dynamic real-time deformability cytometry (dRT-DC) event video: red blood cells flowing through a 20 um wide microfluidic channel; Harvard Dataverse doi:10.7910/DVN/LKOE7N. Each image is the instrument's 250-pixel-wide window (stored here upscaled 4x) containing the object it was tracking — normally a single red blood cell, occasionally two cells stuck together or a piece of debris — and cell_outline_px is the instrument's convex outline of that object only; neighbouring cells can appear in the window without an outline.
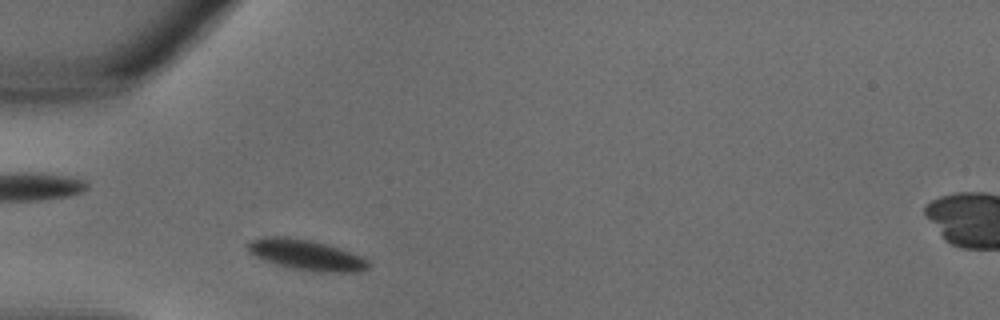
{"species": "common noctule bat (a hibernating species)", "species_latin": "Nyctalus noctula", "temperature_condition": "warm", "stored_images_in_passage": 25, "camera_frame_rate_fps": 3000, "um_per_image_px": 0.085, "animal": {"sex": "male", "body_mass_g": 18.8}, "frame": {"image": 1, "passage_image": 1, "time_ms": 0.0, "image_size_px": [1000, 320], "cell_outline_px": [[368, 268], [356, 272], [316, 272], [292, 268], [276, 264], [264, 260], [248, 252], [248, 244], [252, 240], [264, 236], [284, 236], [312, 240], [328, 244], [360, 256], [368, 260]], "centroid_in_image_um": [26.01, 21.66], "position_along_channel_um": 59.0, "area_um2": 21.33}}
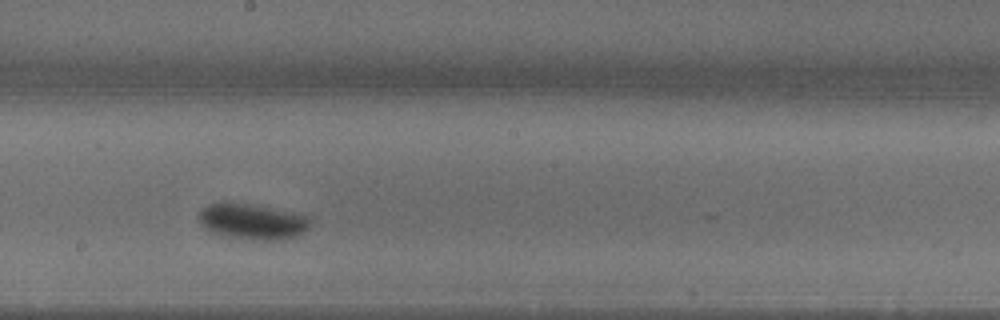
{"frame": {"image": 2, "passage_image": 10, "time_ms": 3.0, "image_size_px": [1000, 320], "cell_outline_px": [[308, 228], [304, 232], [296, 236], [284, 240], [252, 240], [224, 236], [212, 232], [200, 224], [196, 216], [208, 204], [220, 200], [252, 204], [308, 216]], "centroid_in_image_um": [21.37, 18.82], "position_along_channel_um": 226.8, "area_um2": 23.47}}
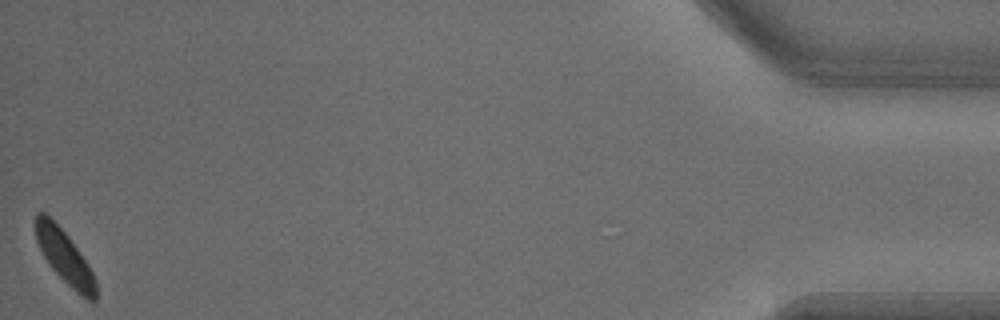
{"frame": {"image": 3, "passage_image": 25, "time_ms": 8.0, "image_size_px": [1000, 320], "cell_outline_px": [[96, 300], [92, 304], [80, 296], [48, 264], [36, 240], [32, 224], [36, 212], [44, 212], [68, 236], [88, 264], [96, 280]], "centroid_in_image_um": [5.47, 21.84], "position_along_channel_um": 429.7, "area_um2": 18.79}}